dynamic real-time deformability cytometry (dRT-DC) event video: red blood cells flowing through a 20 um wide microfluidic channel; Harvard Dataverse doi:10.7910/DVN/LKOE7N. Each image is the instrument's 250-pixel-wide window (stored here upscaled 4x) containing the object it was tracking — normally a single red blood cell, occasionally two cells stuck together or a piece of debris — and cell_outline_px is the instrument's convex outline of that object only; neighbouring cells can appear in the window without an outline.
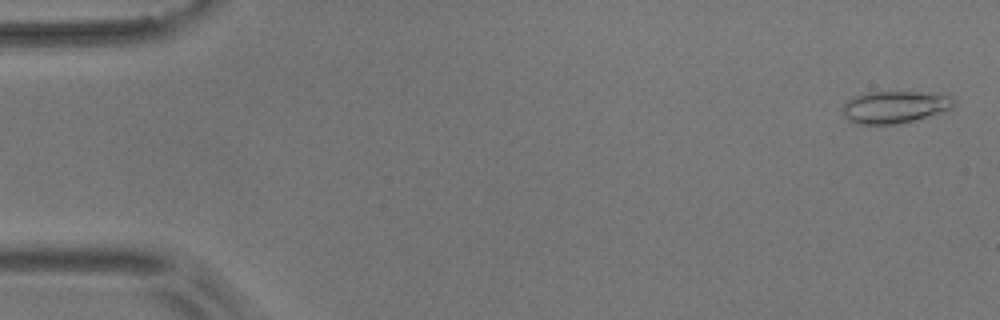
{"species": "common noctule bat (a hibernating species)", "species_latin": "Nyctalus noctula", "temperature_condition": "room temperature", "stored_images_in_passage": 56, "camera_frame_rate_fps": 3000, "um_per_image_px": 0.085, "animal": {"sex": "male", "body_mass_g": 17.9}, "frame": {"image": 1, "passage_image": 2, "time_ms": 0.333, "image_size_px": [1000, 320], "cell_outline_px": [[956, 104], [948, 112], [900, 124], [856, 124], [848, 120], [844, 116], [840, 108], [852, 96], [868, 92], [948, 92], [956, 100]], "centroid_in_image_um": [76.16, 9.09], "position_along_channel_um": 8.8, "area_um2": 21.85}}
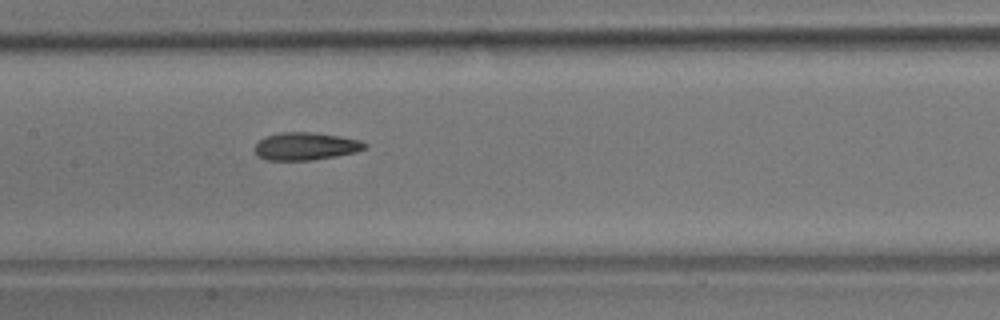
{"frame": {"image": 2, "passage_image": 27, "time_ms": 8.667, "image_size_px": [1000, 320], "cell_outline_px": [[368, 148], [356, 152], [336, 156], [312, 160], [264, 160], [256, 156], [256, 144], [260, 140], [268, 136], [280, 132], [312, 132], [340, 136], [360, 140], [368, 144]], "centroid_in_image_um": [26.01, 12.44], "position_along_channel_um": 181.4, "area_um2": 17.8}}
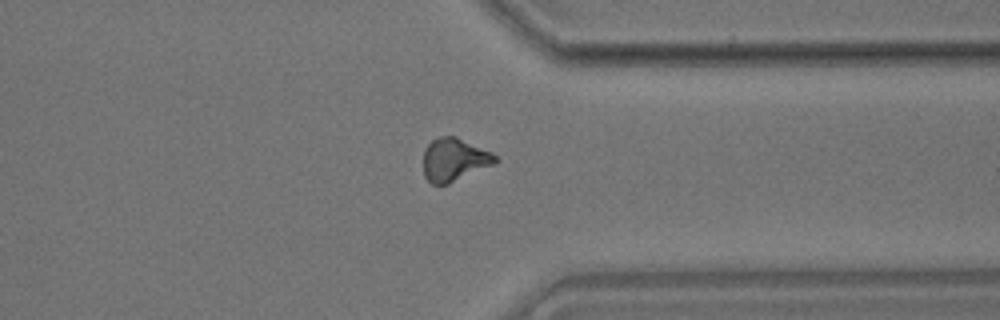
{"frame": {"image": 3, "passage_image": 43, "time_ms": 14.0, "image_size_px": [1000, 320], "cell_outline_px": [[500, 160], [492, 164], [448, 184], [432, 184], [424, 176], [424, 152], [428, 144], [432, 140], [440, 136], [456, 136], [492, 152]], "centroid_in_image_um": [38.6, 13.56], "position_along_channel_um": 372.8, "area_um2": 17.8}, "authors_computed_cell_mechanics": {"area_um2": 17.8313, "velocity_mm_per_s": 3.6446, "shape_relaxation_time_tau1_ms": 8.3166, "shape_relaxation_time_tau2_ms": 4.0401, "deformation_change_tau1": 0.1794, "deformation_change_tau2": 0.1174}}